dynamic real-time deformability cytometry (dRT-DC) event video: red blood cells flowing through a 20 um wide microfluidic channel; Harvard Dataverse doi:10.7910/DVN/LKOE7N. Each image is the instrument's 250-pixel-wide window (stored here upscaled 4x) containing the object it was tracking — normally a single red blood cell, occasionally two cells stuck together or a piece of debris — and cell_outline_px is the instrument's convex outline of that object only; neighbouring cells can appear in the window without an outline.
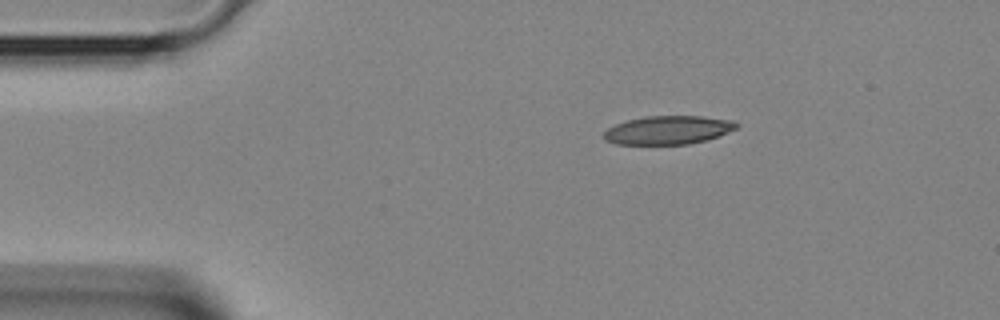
{"species": "Egyptian fruit bat (a non-hibernating species)", "species_latin": "Rousettus aegyptiacus", "temperature_condition": "room temperature", "stored_images_in_passage": 36, "camera_frame_rate_fps": 3000, "um_per_image_px": 0.085, "animal": {"sex": "female"}, "frame": {"image": 1, "passage_image": 1, "time_ms": 0.0, "image_size_px": [1000, 320], "cell_outline_px": [[740, 124], [736, 128], [728, 132], [708, 140], [688, 144], [616, 144], [604, 140], [600, 136], [608, 128], [616, 124], [628, 120], [644, 116], [700, 116], [736, 120]], "centroid_in_image_um": [56.79, 11.05], "position_along_channel_um": 28.2, "area_um2": 22.25}}
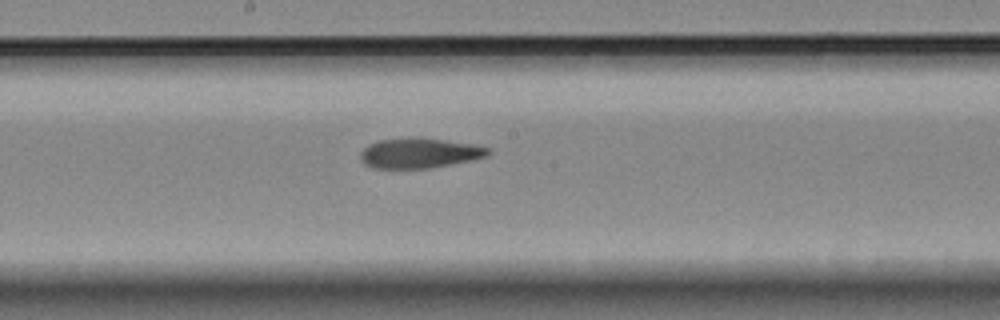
{"frame": {"image": 2, "passage_image": 16, "time_ms": 5.0, "image_size_px": [1000, 320], "cell_outline_px": [[492, 152], [488, 156], [472, 160], [428, 168], [372, 168], [364, 164], [360, 160], [360, 152], [368, 144], [380, 140], [444, 140], [472, 144], [492, 148]], "centroid_in_image_um": [35.67, 13.05], "position_along_channel_um": 212.5, "area_um2": 21.68}}
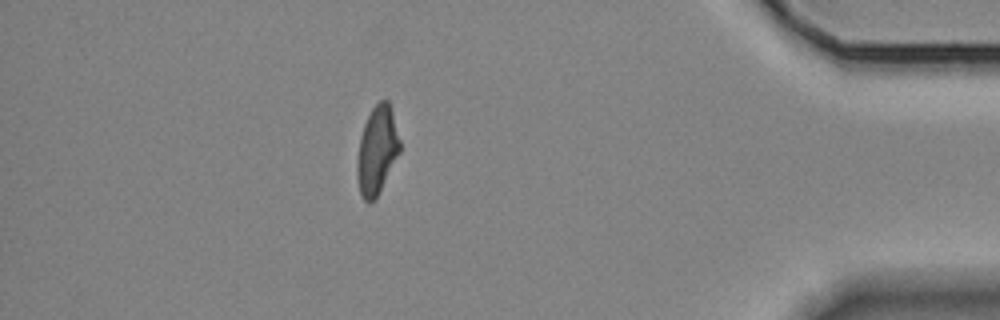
{"frame": {"image": 3, "passage_image": 31, "time_ms": 10.0, "image_size_px": [1000, 320], "cell_outline_px": [[400, 152], [372, 204], [368, 204], [364, 200], [360, 192], [356, 176], [356, 164], [360, 136], [364, 124], [372, 108], [380, 100], [388, 100], [392, 112], [400, 140]], "centroid_in_image_um": [32.02, 12.79], "position_along_channel_um": 403.2, "area_um2": 21.79}}